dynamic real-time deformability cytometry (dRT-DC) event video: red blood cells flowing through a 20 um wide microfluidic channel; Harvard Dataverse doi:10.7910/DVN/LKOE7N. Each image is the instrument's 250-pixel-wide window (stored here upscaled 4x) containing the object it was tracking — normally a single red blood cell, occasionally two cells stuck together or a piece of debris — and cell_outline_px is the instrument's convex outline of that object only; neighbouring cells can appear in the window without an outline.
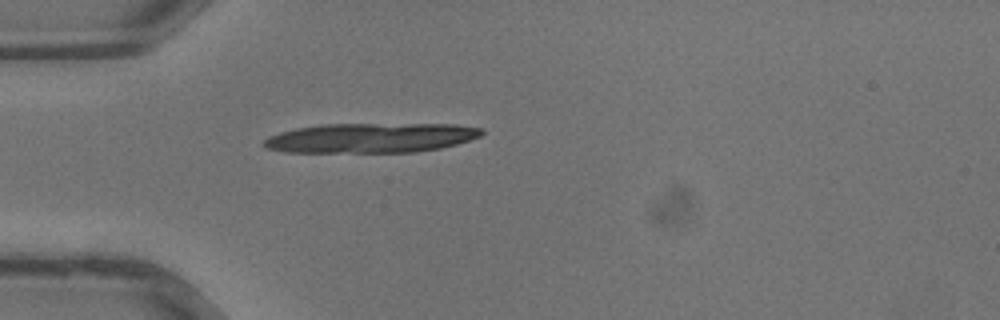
{"species": "common noctule bat (a hibernating species)", "species_latin": "Nyctalus noctula", "temperature_condition": "warm", "stored_images_in_passage": 26, "segment_of_instrument_passage": [1, 2], "camera_frame_rate_fps": 3000, "um_per_image_px": 0.085, "animal": {"sex": "male", "body_mass_g": 13.3}, "frame": {"image": 1, "passage_image": 1, "time_ms": 0.0, "image_size_px": [1000, 320], "cell_outline_px": [[484, 132], [480, 136], [456, 144], [440, 148], [416, 152], [284, 152], [264, 148], [260, 144], [268, 136], [280, 132], [296, 128], [324, 124], [452, 124], [484, 128]], "centroid_in_image_um": [31.48, 11.72], "position_along_channel_um": 53.5, "area_um2": 37.86}}